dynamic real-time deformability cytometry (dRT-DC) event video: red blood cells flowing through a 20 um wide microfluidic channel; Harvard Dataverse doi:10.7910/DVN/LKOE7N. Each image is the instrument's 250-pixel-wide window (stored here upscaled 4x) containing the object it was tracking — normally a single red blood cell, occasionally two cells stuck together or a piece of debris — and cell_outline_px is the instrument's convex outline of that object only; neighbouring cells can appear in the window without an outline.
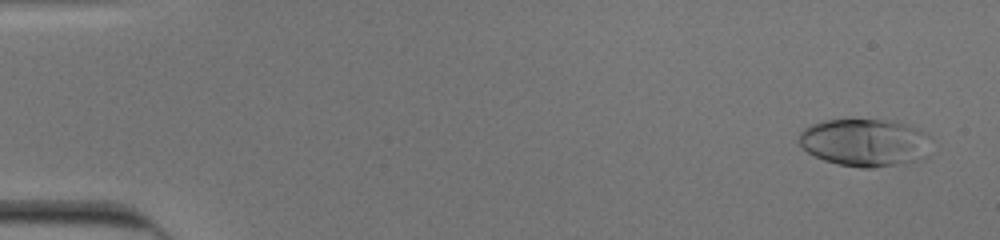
{"species": "human", "species_latin": "Homo sapiens", "temperature_condition": "cold", "stored_images_in_passage": 53, "camera_frame_rate_fps": 3000, "um_per_image_px": 0.085, "donor": {"sex": "male"}, "frame": {"image": 1, "passage_image": 3, "time_ms": 0.667, "image_size_px": [1000, 240], "cell_outline_px": [[932, 136], [928, 156], [920, 160], [872, 168], [864, 168], [840, 164], [824, 160], [808, 152], [796, 140], [800, 132], [804, 128], [812, 124], [824, 120], [896, 120], [920, 128]], "centroid_in_image_um": [73.58, 12.1], "position_along_channel_um": 11.4, "area_um2": 37.22}}
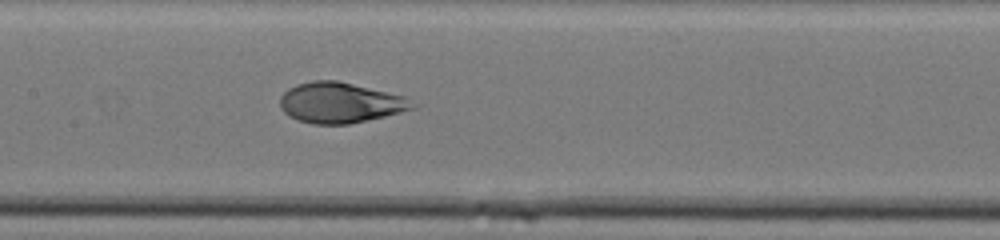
{"frame": {"image": 2, "passage_image": 27, "time_ms": 8.667, "image_size_px": [1000, 240], "cell_outline_px": [[416, 108], [384, 116], [348, 124], [312, 124], [300, 120], [284, 112], [280, 108], [280, 96], [288, 88], [296, 84], [312, 80], [336, 80], [404, 96], [416, 104]], "centroid_in_image_um": [28.89, 8.72], "position_along_channel_um": 178.5, "area_um2": 30.98}}
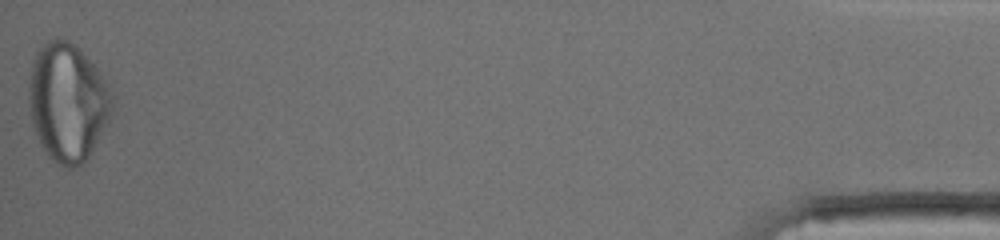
{"frame": {"image": 3, "passage_image": 53, "time_ms": 17.333, "image_size_px": [1000, 240], "cell_outline_px": [[116, 96], [112, 116], [88, 156], [80, 164], [72, 168], [68, 168], [60, 164], [48, 156], [40, 144], [32, 124], [28, 104], [28, 88], [32, 60], [36, 52], [48, 40], [68, 40], [76, 44], [96, 68], [108, 84]], "centroid_in_image_um": [5.76, 8.68], "position_along_channel_um": 429.4, "area_um2": 57.68}, "authors_computed_cell_mechanics": {"area_um2": 34.68, "velocity_mm_per_s": 3.9224, "shape_relaxation_time_tau1_ms": 3.9359, "shape_relaxation_time_tau2_ms": 0.7404, "deformation_change_tau1": 0.1934, "deformation_change_tau2": 0.0515}}